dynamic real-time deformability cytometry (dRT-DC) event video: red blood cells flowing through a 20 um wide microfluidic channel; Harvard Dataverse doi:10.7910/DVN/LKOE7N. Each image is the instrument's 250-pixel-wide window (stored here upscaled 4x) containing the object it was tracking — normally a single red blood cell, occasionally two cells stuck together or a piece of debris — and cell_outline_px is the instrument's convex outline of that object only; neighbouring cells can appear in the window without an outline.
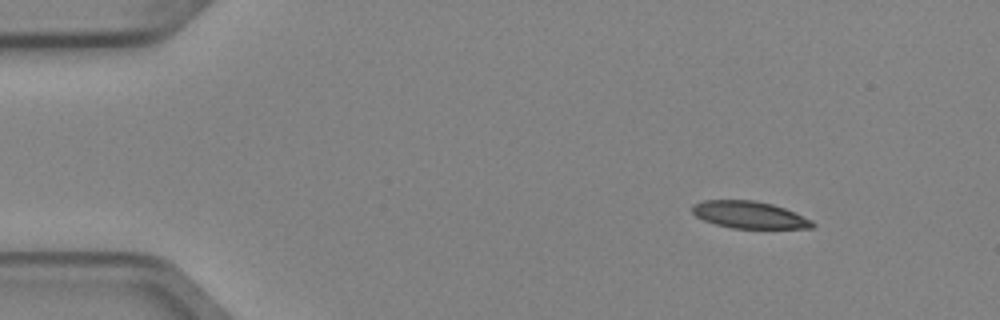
{"species": "Egyptian fruit bat (a non-hibernating species)", "species_latin": "Rousettus aegyptiacus", "temperature_condition": "cold", "stored_images_in_passage": 5, "camera_frame_rate_fps": 3000, "um_per_image_px": 0.085, "animal": {"sex": "female"}, "frame": {"image": 1, "passage_image": 1, "time_ms": 0.0, "image_size_px": [1000, 320], "cell_outline_px": [[816, 224], [812, 228], [732, 228], [716, 224], [704, 220], [696, 216], [692, 212], [692, 204], [704, 200], [756, 200], [772, 204], [784, 208], [812, 220]], "centroid_in_image_um": [63.68, 18.25], "position_along_channel_um": 21.3, "area_um2": 18.9}}
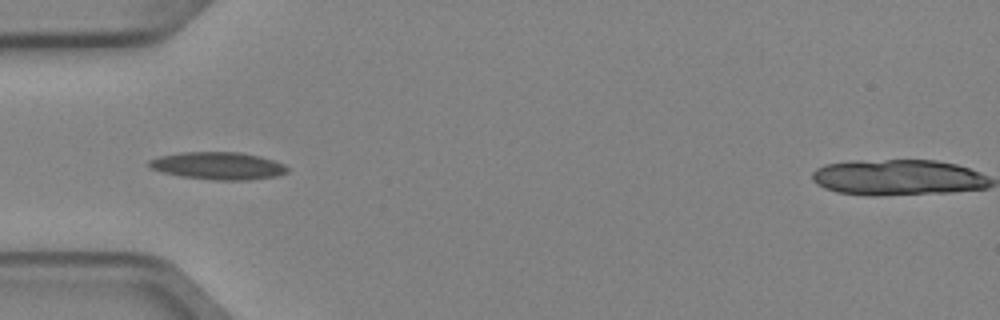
{"frame": {"image": 2, "passage_image": 4, "time_ms": 1.0, "image_size_px": [1000, 320], "cell_outline_px": [[288, 172], [276, 176], [248, 180], [212, 180], [180, 176], [160, 172], [148, 168], [148, 160], [156, 156], [180, 152], [240, 152], [260, 156], [284, 164], [288, 168]], "centroid_in_image_um": [18.47, 14.09], "position_along_channel_um": 66.5, "area_um2": 22.43}}
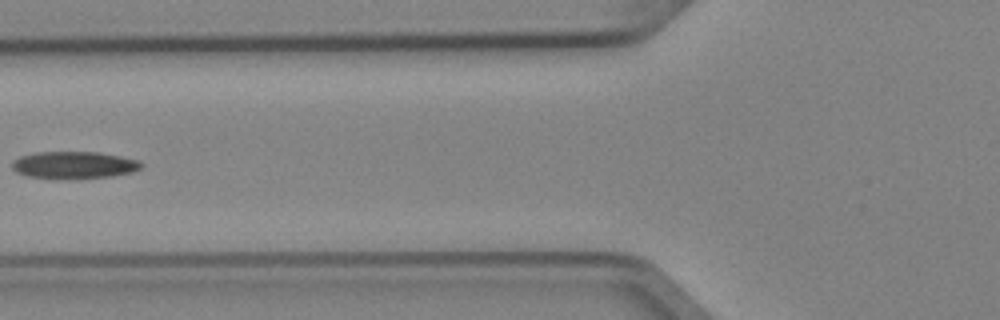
{"frame": {"image": 3, "passage_image": 5, "time_ms": 1.333, "image_size_px": [1000, 320], "cell_outline_px": [[144, 164], [140, 168], [132, 172], [112, 176], [28, 176], [16, 172], [12, 168], [12, 160], [20, 156], [36, 152], [100, 152], [140, 160]], "centroid_in_image_um": [6.32, 13.97], "position_along_channel_um": 119.5, "area_um2": 19.59}}